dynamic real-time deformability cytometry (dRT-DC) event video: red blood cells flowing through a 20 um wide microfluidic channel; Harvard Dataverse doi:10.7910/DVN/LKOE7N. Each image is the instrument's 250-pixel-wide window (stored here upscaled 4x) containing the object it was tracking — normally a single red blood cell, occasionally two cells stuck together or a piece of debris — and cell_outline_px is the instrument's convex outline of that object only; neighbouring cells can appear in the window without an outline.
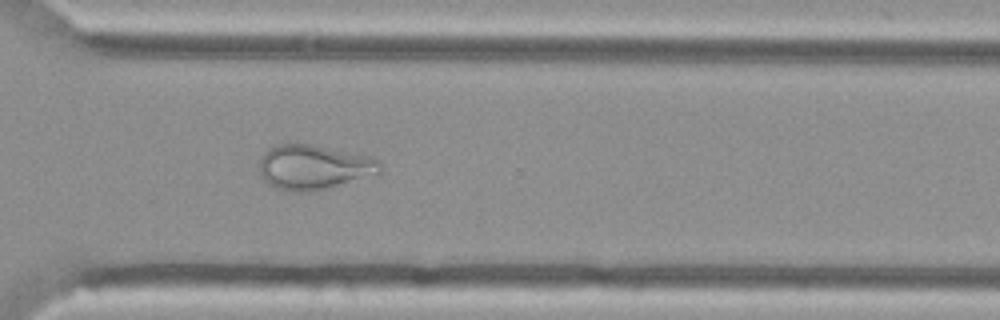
{"species": "Egyptian fruit bat (a non-hibernating species)", "species_latin": "Rousettus aegyptiacus", "temperature_condition": "cold", "stored_images_in_passage": 39, "camera_frame_rate_fps": 3000, "um_per_image_px": 0.085, "animal": {"sex": "female"}, "frame": {"image": 1, "passage_image": 24, "time_ms": 7.667, "image_size_px": [1000, 320], "cell_outline_px": [[380, 172], [332, 188], [316, 192], [296, 192], [276, 188], [268, 184], [260, 176], [260, 160], [264, 152], [268, 148], [276, 144], [312, 144], [368, 156], [380, 160]], "centroid_in_image_um": [26.64, 14.22], "position_along_channel_um": 344.0, "area_um2": 31.62}}
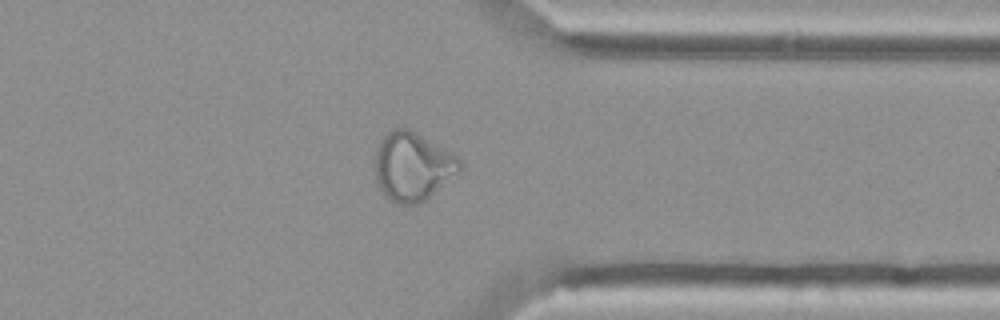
{"frame": {"image": 2, "passage_image": 27, "time_ms": 8.667, "image_size_px": [1000, 320], "cell_outline_px": [[464, 168], [420, 204], [400, 204], [388, 200], [380, 188], [376, 180], [376, 148], [380, 140], [392, 128], [408, 128], [416, 132], [452, 152], [464, 164]], "centroid_in_image_um": [35.09, 14.14], "position_along_channel_um": 376.3, "area_um2": 33.93}}
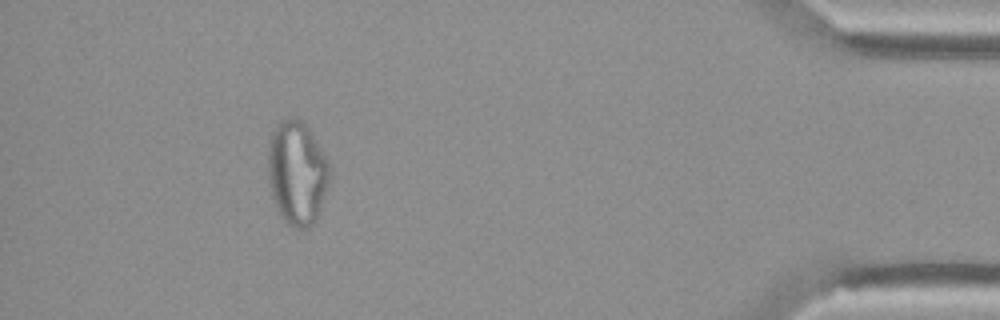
{"frame": {"image": 3, "passage_image": 34, "time_ms": 11.0, "image_size_px": [1000, 320], "cell_outline_px": [[328, 180], [320, 208], [316, 220], [308, 228], [296, 228], [288, 224], [280, 216], [276, 208], [272, 196], [268, 180], [268, 148], [272, 132], [276, 124], [280, 120], [292, 116], [300, 120], [308, 128], [328, 160]], "centroid_in_image_um": [25.21, 14.68], "position_along_channel_um": 410.0, "area_um2": 36.99}}